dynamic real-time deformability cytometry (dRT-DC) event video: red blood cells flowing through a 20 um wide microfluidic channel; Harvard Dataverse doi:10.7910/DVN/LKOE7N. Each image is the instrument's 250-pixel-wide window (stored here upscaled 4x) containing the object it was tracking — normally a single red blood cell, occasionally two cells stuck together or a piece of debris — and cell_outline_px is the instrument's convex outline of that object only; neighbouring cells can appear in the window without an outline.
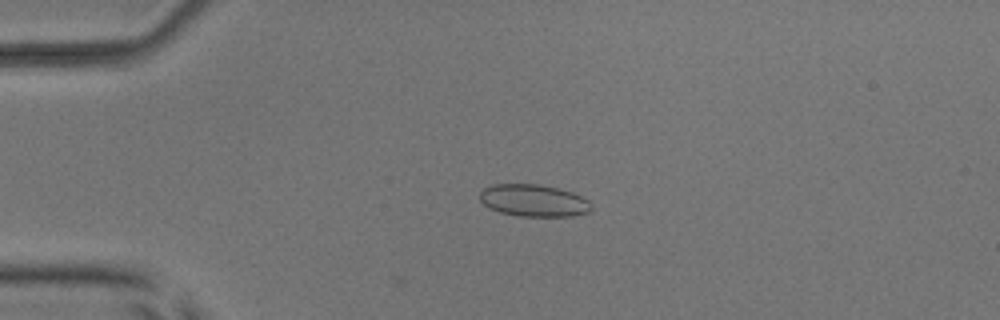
{"species": "common noctule bat (a hibernating species)", "species_latin": "Nyctalus noctula", "temperature_condition": "room temperature", "stored_images_in_passage": 52, "camera_frame_rate_fps": 3000, "um_per_image_px": 0.085, "animal": {"sex": "male", "body_mass_g": 17.9, "forearm_length_mm": 54.2}, "frame": {"image": 1, "passage_image": 12, "time_ms": 3.667, "image_size_px": [1000, 320], "cell_outline_px": [[592, 208], [588, 212], [572, 216], [520, 216], [500, 212], [488, 208], [480, 200], [480, 192], [484, 188], [496, 184], [536, 184], [556, 188], [572, 192], [588, 200], [592, 204]], "centroid_in_image_um": [45.36, 17.05], "position_along_channel_um": 39.6, "area_um2": 20.75}}
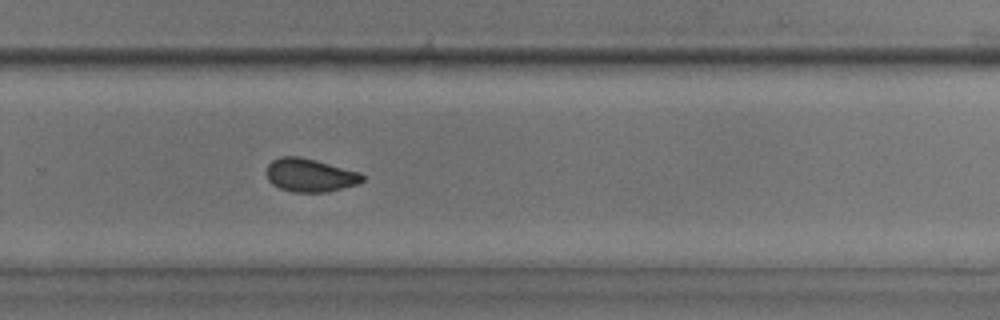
{"frame": {"image": 2, "passage_image": 35, "time_ms": 11.333, "image_size_px": [1000, 320], "cell_outline_px": [[364, 180], [356, 184], [328, 192], [292, 192], [280, 188], [272, 184], [268, 180], [268, 164], [272, 160], [280, 156], [300, 156], [316, 160], [360, 172], [364, 176]], "centroid_in_image_um": [26.35, 14.89], "position_along_channel_um": 303.5, "area_um2": 18.55}}
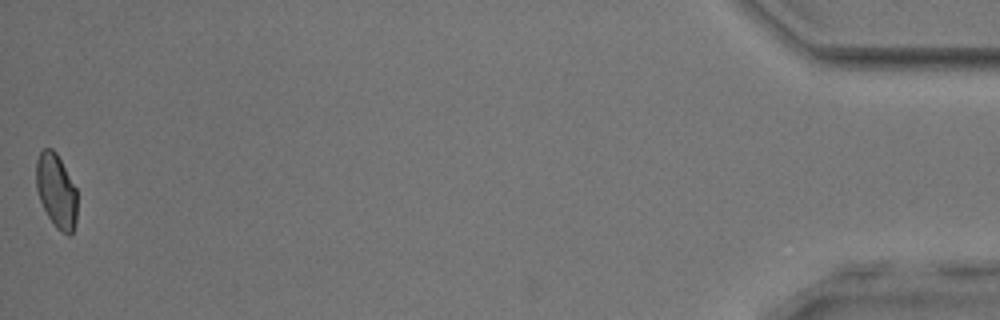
{"frame": {"image": 3, "passage_image": 52, "time_ms": 17.0, "image_size_px": [1000, 320], "cell_outline_px": [[76, 220], [72, 232], [68, 236], [60, 232], [56, 228], [48, 216], [40, 200], [36, 188], [36, 160], [40, 152], [44, 148], [52, 148], [56, 152], [76, 188]], "centroid_in_image_um": [4.78, 16.23], "position_along_channel_um": 430.4, "area_um2": 17.63}, "authors_computed_cell_mechanics": {"area_um2": 18.9873, "velocity_mm_per_s": 3.9017, "shape_relaxation_time_tau1_ms": null, "shape_relaxation_time_tau2_ms": 1.3687, "deformation_change_tau1": null, "deformation_change_tau2": 0.0494}}